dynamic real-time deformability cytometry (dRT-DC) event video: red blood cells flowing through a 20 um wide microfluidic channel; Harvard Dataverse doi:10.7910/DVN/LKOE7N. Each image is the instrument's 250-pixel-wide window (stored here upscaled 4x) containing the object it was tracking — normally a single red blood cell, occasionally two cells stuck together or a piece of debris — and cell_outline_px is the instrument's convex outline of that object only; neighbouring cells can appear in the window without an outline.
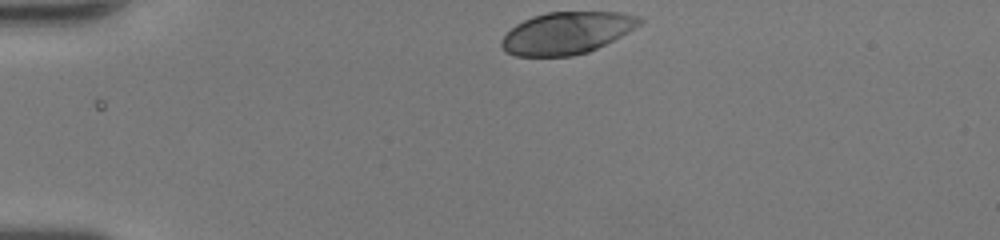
{"species": "human", "species_latin": "Homo sapiens", "temperature_condition": "room temperature", "stored_images_in_passage": 31, "camera_frame_rate_fps": 3000, "um_per_image_px": 0.085, "donor": {"sex": "female"}, "frame": {"image": 1, "passage_image": 1, "time_ms": 0.0, "image_size_px": [1000, 240], "cell_outline_px": [[644, 20], [640, 24], [628, 32], [588, 52], [572, 56], [516, 56], [504, 52], [500, 44], [500, 40], [516, 24], [532, 16], [548, 12], [620, 12], [640, 16]], "centroid_in_image_um": [48.15, 2.8], "position_along_channel_um": 36.8, "area_um2": 33.76}}
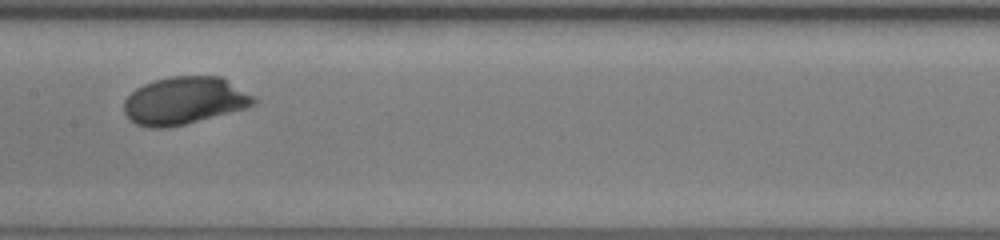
{"frame": {"image": 2, "passage_image": 16, "time_ms": 5.0, "image_size_px": [1000, 240], "cell_outline_px": [[256, 104], [244, 108], [184, 124], [168, 128], [148, 128], [136, 124], [124, 112], [124, 100], [136, 88], [144, 84], [168, 76], [220, 76], [256, 96]], "centroid_in_image_um": [15.67, 8.55], "position_along_channel_um": 191.7, "area_um2": 35.78}}
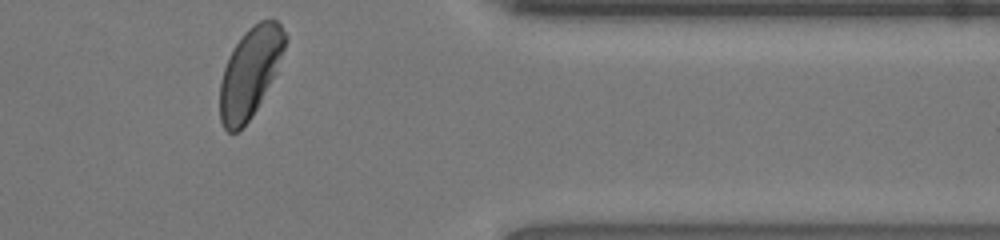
{"frame": {"image": 3, "passage_image": 31, "time_ms": 10.0, "image_size_px": [1000, 240], "cell_outline_px": [[288, 40], [276, 72], [256, 108], [248, 120], [236, 132], [228, 132], [224, 128], [220, 120], [220, 80], [224, 68], [232, 48], [244, 32], [248, 28], [260, 20], [276, 20], [280, 24], [288, 36]], "centroid_in_image_um": [21.26, 6.11], "position_along_channel_um": 390.1, "area_um2": 33.76}, "authors_computed_cell_mechanics": {"area_um2": 34.7378, "velocity_mm_per_s": 4.2327, "shape_relaxation_time_tau1_ms": 2.2007, "shape_relaxation_time_tau2_ms": null, "deformation_change_tau1": 0.15, "deformation_change_tau2": null}}